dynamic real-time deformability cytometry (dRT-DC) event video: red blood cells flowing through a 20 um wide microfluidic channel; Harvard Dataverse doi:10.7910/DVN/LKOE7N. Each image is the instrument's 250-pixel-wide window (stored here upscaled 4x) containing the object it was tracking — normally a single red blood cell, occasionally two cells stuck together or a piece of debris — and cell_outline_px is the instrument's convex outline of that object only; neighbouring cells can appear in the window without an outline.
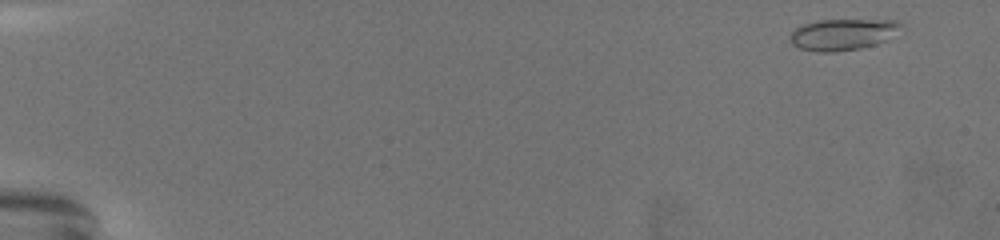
{"species": "common noctule bat (a hibernating species)", "species_latin": "Nyctalus noctula", "temperature_condition": "warm", "stored_images_in_passage": 70, "camera_frame_rate_fps": 3000, "um_per_image_px": 0.085, "animal": {"sex": "female", "body_mass_g": 19.5, "forearm_length_mm": 54.1}, "frame": {"image": 1, "passage_image": 3, "time_ms": 0.667, "image_size_px": [1000, 240], "cell_outline_px": [[904, 24], [884, 40], [860, 48], [836, 52], [816, 52], [800, 48], [792, 44], [792, 32], [796, 28], [804, 24], [820, 20], [896, 20]], "centroid_in_image_um": [71.6, 2.92], "position_along_channel_um": 13.4, "area_um2": 19.71}}
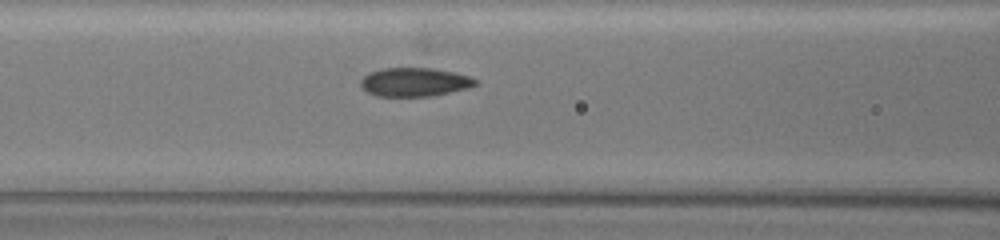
{"frame": {"image": 2, "passage_image": 32, "time_ms": 10.333, "image_size_px": [1000, 240], "cell_outline_px": [[476, 84], [468, 88], [428, 96], [376, 96], [368, 92], [360, 84], [360, 80], [368, 72], [384, 68], [432, 68], [452, 72], [468, 76], [476, 80]], "centroid_in_image_um": [35.19, 6.97], "position_along_channel_um": 131.4, "area_um2": 18.9}}
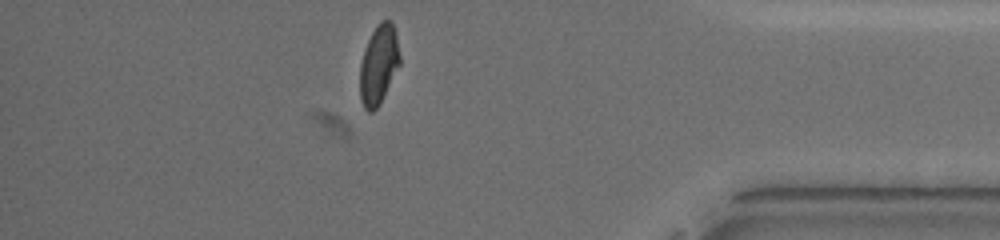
{"frame": {"image": 3, "passage_image": 62, "time_ms": 20.333, "image_size_px": [1000, 240], "cell_outline_px": [[400, 64], [380, 104], [372, 112], [368, 112], [364, 108], [360, 100], [360, 64], [364, 48], [376, 24], [380, 20], [392, 20], [396, 36], [400, 56]], "centroid_in_image_um": [32.18, 5.49], "position_along_channel_um": 403.0, "area_um2": 18.55}, "authors_computed_cell_mechanics": {"area_um2": 19.3052, "velocity_mm_per_s": 3.0053, "shape_relaxation_time_tau1_ms": 8.3164, "shape_relaxation_time_tau2_ms": 1.2799, "deformation_change_tau1": 0.1976, "deformation_change_tau2": 0.0477}}